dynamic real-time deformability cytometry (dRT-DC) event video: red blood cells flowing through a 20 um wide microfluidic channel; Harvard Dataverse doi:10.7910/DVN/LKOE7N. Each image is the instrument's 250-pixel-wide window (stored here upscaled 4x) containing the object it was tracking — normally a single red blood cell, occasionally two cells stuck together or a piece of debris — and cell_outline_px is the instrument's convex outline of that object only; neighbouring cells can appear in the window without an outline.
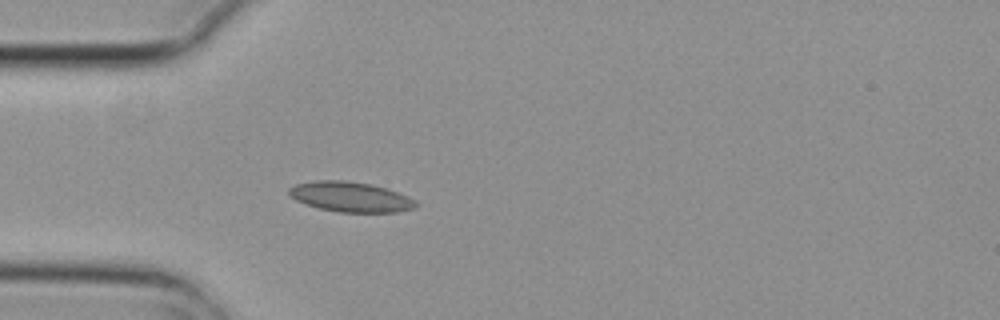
{"species": "common noctule bat (a hibernating species)", "species_latin": "Nyctalus noctula", "temperature_condition": "cold", "stored_images_in_passage": 5, "camera_frame_rate_fps": 3000, "um_per_image_px": 0.085, "animal": {"sex": "female", "body_mass_g": 29.2, "forearm_length_mm": 56.3}, "frame": {"image": 1, "passage_image": 5, "time_ms": 1.333, "image_size_px": [1000, 320], "cell_outline_px": [[420, 204], [412, 208], [400, 212], [340, 212], [320, 208], [304, 204], [288, 196], [288, 188], [296, 184], [316, 180], [344, 180], [372, 184], [388, 188], [408, 196], [416, 200]], "centroid_in_image_um": [29.8, 16.72], "position_along_channel_um": 55.2, "area_um2": 22.48}}